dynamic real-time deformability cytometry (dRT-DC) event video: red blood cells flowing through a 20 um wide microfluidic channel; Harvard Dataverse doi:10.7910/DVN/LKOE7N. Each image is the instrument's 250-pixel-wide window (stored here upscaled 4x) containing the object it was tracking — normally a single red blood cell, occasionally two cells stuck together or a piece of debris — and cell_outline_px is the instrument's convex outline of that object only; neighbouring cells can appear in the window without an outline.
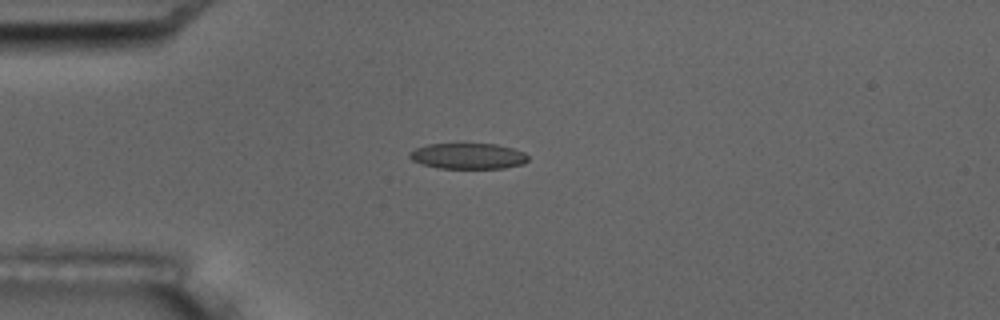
{"species": "common noctule bat (a hibernating species)", "species_latin": "Nyctalus noctula", "temperature_condition": "room temperature", "stored_images_in_passage": 9, "camera_frame_rate_fps": 3000, "um_per_image_px": 0.085, "animal": {"sex": "male", "body_mass_g": 17.5, "forearm_length_mm": 52.3}, "frame": {"image": 1, "passage_image": 3, "time_ms": 3.0, "image_size_px": [1000, 320], "cell_outline_px": [[528, 160], [524, 164], [504, 168], [436, 168], [420, 164], [412, 160], [408, 156], [408, 152], [416, 148], [428, 144], [496, 144], [512, 148], [524, 152], [528, 156]], "centroid_in_image_um": [39.76, 13.27], "position_along_channel_um": 45.2, "area_um2": 17.92}}
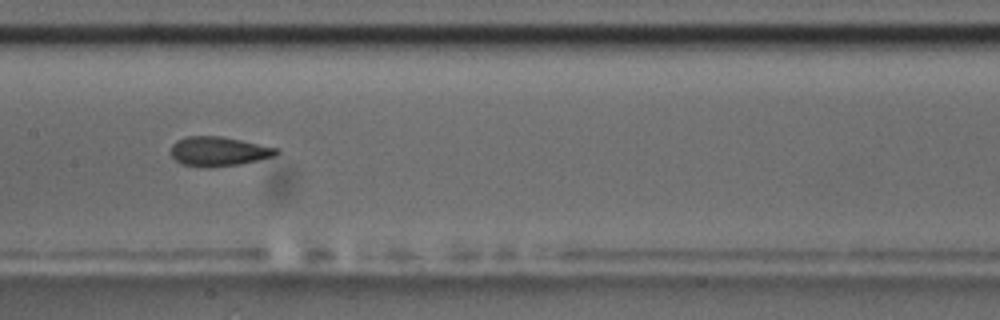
{"frame": {"image": 2, "passage_image": 7, "time_ms": 7.667, "image_size_px": [1000, 320], "cell_outline_px": [[280, 152], [276, 156], [240, 164], [184, 164], [176, 160], [172, 156], [172, 144], [176, 140], [184, 136], [220, 136], [280, 148]], "centroid_in_image_um": [18.65, 12.81], "position_along_channel_um": 188.7, "area_um2": 17.34}}
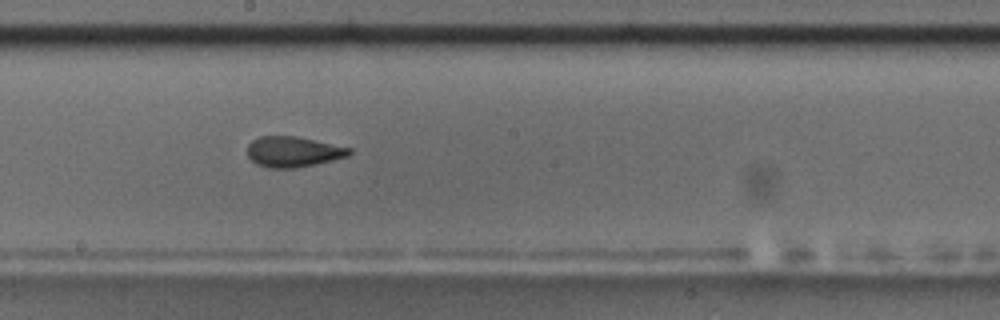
{"frame": {"image": 3, "passage_image": 8, "time_ms": 8.667, "image_size_px": [1000, 320], "cell_outline_px": [[352, 152], [348, 156], [316, 164], [296, 168], [268, 168], [256, 164], [248, 156], [248, 144], [252, 140], [260, 136], [296, 136], [352, 148]], "centroid_in_image_um": [24.92, 12.9], "position_along_channel_um": 223.3, "area_um2": 18.15}}